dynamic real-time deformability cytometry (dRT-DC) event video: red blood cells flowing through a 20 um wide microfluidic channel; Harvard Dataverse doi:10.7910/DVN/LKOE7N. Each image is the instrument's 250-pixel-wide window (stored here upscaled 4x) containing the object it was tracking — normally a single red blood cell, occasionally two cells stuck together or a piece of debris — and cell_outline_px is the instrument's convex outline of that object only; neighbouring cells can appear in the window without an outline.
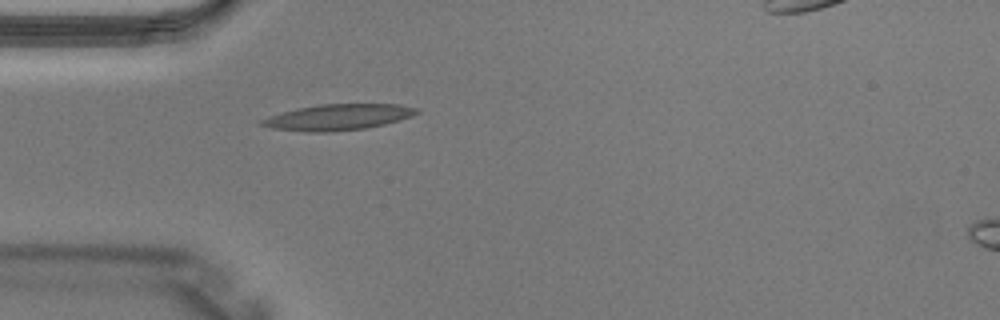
{"species": "Egyptian fruit bat (a non-hibernating species)", "species_latin": "Rousettus aegyptiacus", "temperature_condition": "warm", "stored_images_in_passage": 5, "camera_frame_rate_fps": 3000, "um_per_image_px": 0.085, "animal": {"sex": "male"}, "frame": {"image": 1, "passage_image": 4, "time_ms": 1.0, "image_size_px": [1000, 320], "cell_outline_px": [[420, 112], [412, 116], [400, 120], [384, 124], [364, 128], [332, 132], [308, 132], [272, 128], [260, 124], [260, 120], [284, 112], [300, 108], [320, 104], [400, 104], [416, 108]], "centroid_in_image_um": [28.79, 9.96], "position_along_channel_um": 56.2, "area_um2": 23.12}}